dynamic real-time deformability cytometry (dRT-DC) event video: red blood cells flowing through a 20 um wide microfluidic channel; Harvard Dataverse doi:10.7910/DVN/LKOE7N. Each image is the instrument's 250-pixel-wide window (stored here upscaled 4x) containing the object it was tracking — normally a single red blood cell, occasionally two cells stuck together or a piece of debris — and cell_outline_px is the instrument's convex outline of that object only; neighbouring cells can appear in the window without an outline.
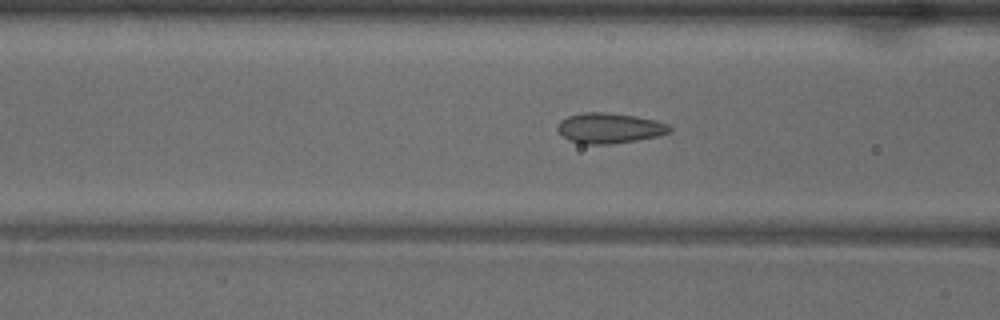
{"species": "common noctule bat (a hibernating species)", "species_latin": "Nyctalus noctula", "temperature_condition": "warm", "stored_images_in_passage": 49, "camera_frame_rate_fps": 3000, "um_per_image_px": 0.085, "animal": {"sex": "male", "body_mass_g": 18.8}, "frame": {"image": 1, "passage_image": 18, "time_ms": 5.667, "image_size_px": [1000, 320], "cell_outline_px": [[672, 132], [656, 136], [636, 140], [608, 144], [580, 144], [568, 140], [556, 128], [556, 124], [560, 120], [568, 116], [584, 112], [604, 112], [636, 116], [656, 120], [668, 124], [672, 128]], "centroid_in_image_um": [51.79, 10.88], "position_along_channel_um": 114.8, "area_um2": 19.88}}
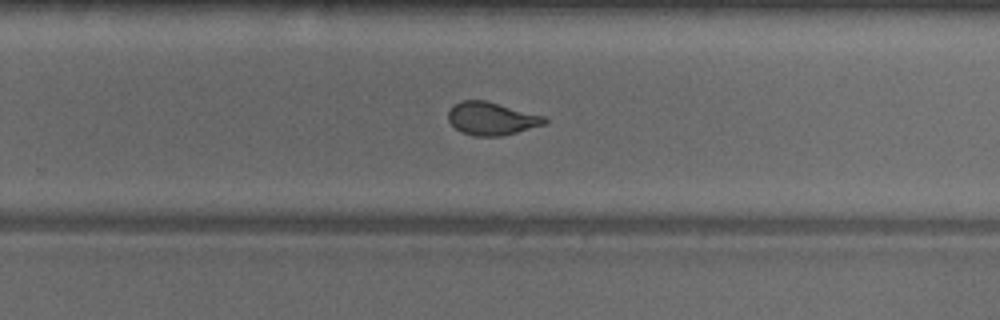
{"frame": {"image": 2, "passage_image": 31, "time_ms": 10.0, "image_size_px": [1000, 320], "cell_outline_px": [[548, 120], [544, 124], [516, 132], [500, 136], [472, 136], [460, 132], [448, 120], [448, 112], [452, 104], [460, 100], [484, 100], [544, 116]], "centroid_in_image_um": [41.72, 10.07], "position_along_channel_um": 288.1, "area_um2": 18.38}}
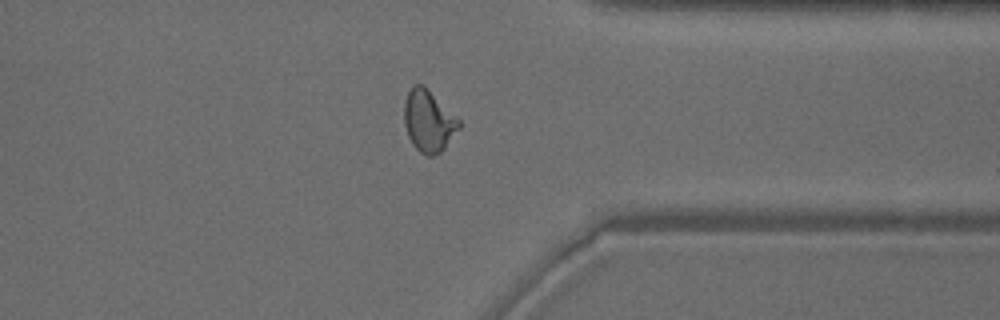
{"frame": {"image": 3, "passage_image": 38, "time_ms": 12.333, "image_size_px": [1000, 320], "cell_outline_px": [[460, 128], [444, 148], [440, 152], [432, 156], [428, 156], [420, 152], [412, 144], [408, 136], [404, 124], [404, 100], [408, 92], [416, 84], [424, 84], [460, 120]], "centroid_in_image_um": [36.42, 10.28], "position_along_channel_um": 375.0, "area_um2": 19.71}, "authors_computed_cell_mechanics": {"area_um2": 19.652, "velocity_mm_per_s": 3.9935, "shape_relaxation_time_tau1_ms": 6.0881, "shape_relaxation_time_tau2_ms": 0.7955, "deformation_change_tau1": 0.1548, "deformation_change_tau2": 0.0635}}